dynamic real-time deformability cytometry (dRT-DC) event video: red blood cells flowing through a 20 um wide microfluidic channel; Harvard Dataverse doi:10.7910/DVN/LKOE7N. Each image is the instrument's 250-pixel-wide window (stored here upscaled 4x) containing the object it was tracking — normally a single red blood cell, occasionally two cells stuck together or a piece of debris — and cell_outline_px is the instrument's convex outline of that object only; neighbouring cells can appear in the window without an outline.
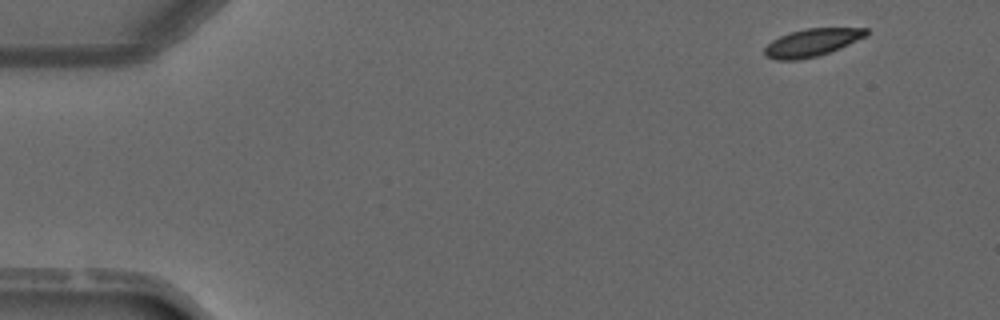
{"species": "common noctule bat (a hibernating species)", "species_latin": "Nyctalus noctula", "temperature_condition": "warm", "stored_images_in_passage": 5, "camera_frame_rate_fps": 3000, "um_per_image_px": 0.085, "animal": {"sex": "male", "forearm_length_mm": 52.5}, "frame": {"image": 1, "passage_image": 1, "time_ms": 0.0, "image_size_px": [1000, 320], "cell_outline_px": [[868, 36], [840, 48], [816, 56], [796, 60], [776, 60], [764, 56], [764, 48], [772, 40], [788, 32], [804, 28], [868, 28]], "centroid_in_image_um": [69.01, 3.61], "position_along_channel_um": 16.0, "area_um2": 16.47}}
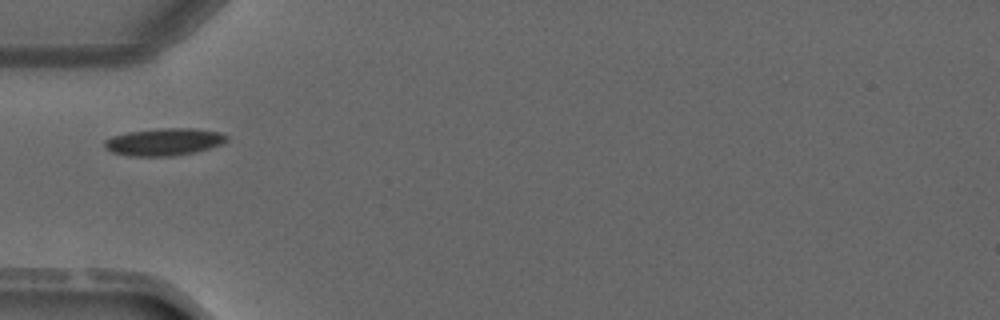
{"frame": {"image": 2, "passage_image": 4, "time_ms": 3.667, "image_size_px": [1000, 320], "cell_outline_px": [[228, 140], [220, 144], [208, 148], [192, 152], [172, 156], [128, 156], [112, 152], [104, 148], [104, 140], [112, 136], [128, 132], [160, 128], [196, 128], [220, 132], [228, 136]], "centroid_in_image_um": [13.91, 12.05], "position_along_channel_um": 71.1, "area_um2": 19.42}}
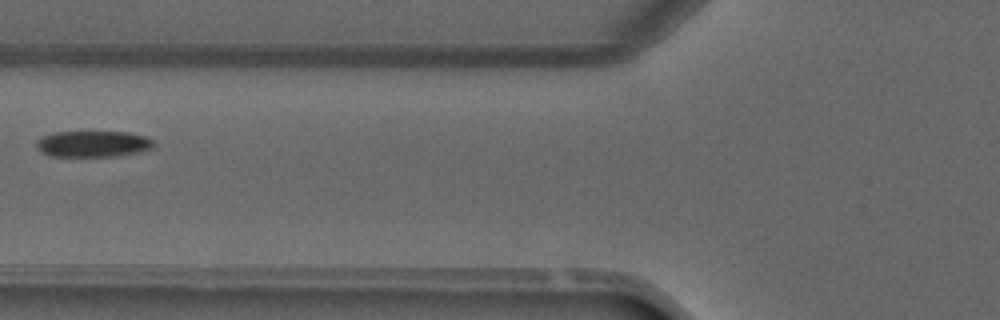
{"frame": {"image": 3, "passage_image": 5, "time_ms": 4.667, "image_size_px": [1000, 320], "cell_outline_px": [[156, 148], [140, 152], [120, 156], [52, 156], [40, 152], [36, 148], [36, 140], [44, 136], [56, 132], [128, 132], [148, 136], [156, 140]], "centroid_in_image_um": [8.01, 12.23], "position_along_channel_um": 117.8, "area_um2": 18.32}}